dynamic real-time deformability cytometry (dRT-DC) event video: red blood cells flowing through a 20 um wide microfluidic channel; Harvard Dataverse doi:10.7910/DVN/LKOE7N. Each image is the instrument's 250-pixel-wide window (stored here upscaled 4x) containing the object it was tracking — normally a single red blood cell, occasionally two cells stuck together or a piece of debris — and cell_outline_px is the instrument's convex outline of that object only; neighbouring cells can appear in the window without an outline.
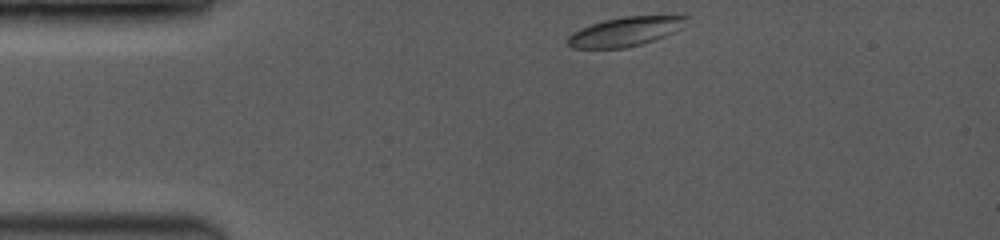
{"species": "common noctule bat (a hibernating species)", "species_latin": "Nyctalus noctula", "temperature_condition": "room temperature", "stored_images_in_passage": 3, "camera_frame_rate_fps": 3500, "um_per_image_px": 0.085, "animal": {"sex": "female", "body_mass_g": 19.0, "forearm_length_mm": 53.3}, "frame": {"image": 1, "passage_image": 1, "time_ms": 0.0, "image_size_px": [1000, 240], "cell_outline_px": [[688, 16], [672, 32], [664, 36], [628, 48], [572, 48], [568, 44], [568, 36], [592, 24], [604, 20], [624, 16]], "centroid_in_image_um": [53.06, 2.7], "position_along_channel_um": 31.9, "area_um2": 19.31}}